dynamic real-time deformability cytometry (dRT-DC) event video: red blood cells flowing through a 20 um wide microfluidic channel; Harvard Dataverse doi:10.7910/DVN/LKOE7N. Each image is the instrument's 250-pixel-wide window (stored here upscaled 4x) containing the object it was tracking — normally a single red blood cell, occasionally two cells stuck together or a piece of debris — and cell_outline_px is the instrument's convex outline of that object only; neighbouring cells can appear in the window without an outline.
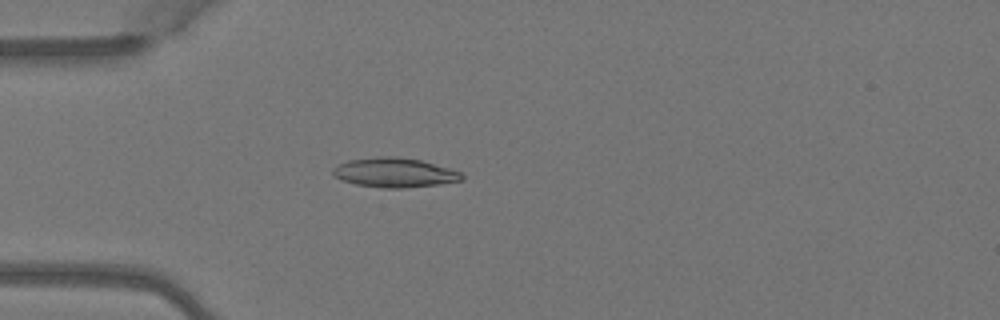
{"species": "Egyptian fruit bat (a non-hibernating species)", "species_latin": "Rousettus aegyptiacus", "temperature_condition": "warm", "stored_images_in_passage": 1, "camera_frame_rate_fps": 3000, "um_per_image_px": 0.085, "animal": {"sex": "female"}, "frame": {"image": 1, "passage_image": 1, "time_ms": 0.0, "image_size_px": [1000, 320], "cell_outline_px": [[464, 180], [436, 184], [404, 188], [384, 188], [356, 184], [340, 180], [332, 176], [332, 168], [348, 160], [376, 156], [396, 156], [420, 160], [448, 168], [460, 172], [464, 176]], "centroid_in_image_um": [33.48, 14.66], "position_along_channel_um": 51.5, "area_um2": 22.14}}